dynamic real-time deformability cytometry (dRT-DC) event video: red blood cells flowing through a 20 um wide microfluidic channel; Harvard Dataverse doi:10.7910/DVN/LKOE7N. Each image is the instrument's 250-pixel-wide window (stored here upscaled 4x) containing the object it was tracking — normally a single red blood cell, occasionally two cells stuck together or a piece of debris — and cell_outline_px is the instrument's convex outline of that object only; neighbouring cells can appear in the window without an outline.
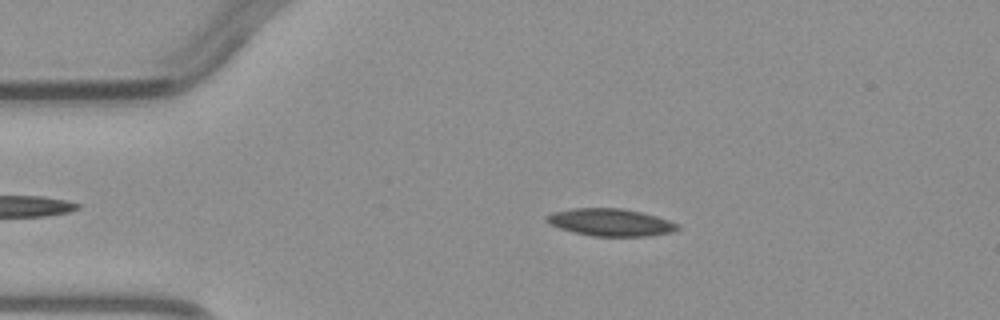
{"species": "common noctule bat (a hibernating species)", "species_latin": "Nyctalus noctula", "temperature_condition": "warm", "stored_images_in_passage": 3, "camera_frame_rate_fps": 3000, "um_per_image_px": 0.085, "animal": {"sex": "male", "body_mass_g": 23.1, "forearm_length_mm": 52.7}, "frame": {"image": 1, "passage_image": 2, "time_ms": 1.0, "image_size_px": [1000, 320], "cell_outline_px": [[680, 228], [672, 232], [648, 236], [592, 236], [572, 232], [548, 224], [544, 220], [544, 216], [552, 212], [572, 208], [624, 208], [656, 216], [680, 224]], "centroid_in_image_um": [51.85, 18.89], "position_along_channel_um": 33.1, "area_um2": 21.1}}